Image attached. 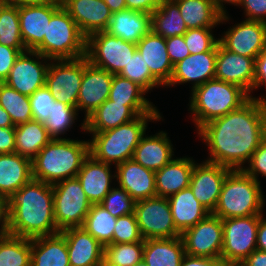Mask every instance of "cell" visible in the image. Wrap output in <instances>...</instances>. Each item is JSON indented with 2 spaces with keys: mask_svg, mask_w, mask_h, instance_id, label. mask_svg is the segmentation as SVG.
Returning a JSON list of instances; mask_svg holds the SVG:
<instances>
[{
  "mask_svg": "<svg viewBox=\"0 0 266 266\" xmlns=\"http://www.w3.org/2000/svg\"><path fill=\"white\" fill-rule=\"evenodd\" d=\"M160 113H147L104 132L92 133L90 154L98 161L115 166L133 158L135 148L145 135L147 122L160 120Z\"/></svg>",
  "mask_w": 266,
  "mask_h": 266,
  "instance_id": "277c9868",
  "label": "cell"
},
{
  "mask_svg": "<svg viewBox=\"0 0 266 266\" xmlns=\"http://www.w3.org/2000/svg\"><path fill=\"white\" fill-rule=\"evenodd\" d=\"M173 147L167 133L142 136L135 148L133 159L143 167L157 171L173 160Z\"/></svg>",
  "mask_w": 266,
  "mask_h": 266,
  "instance_id": "f1b7e54d",
  "label": "cell"
},
{
  "mask_svg": "<svg viewBox=\"0 0 266 266\" xmlns=\"http://www.w3.org/2000/svg\"><path fill=\"white\" fill-rule=\"evenodd\" d=\"M32 178L31 159L18 153L0 154V198L5 201Z\"/></svg>",
  "mask_w": 266,
  "mask_h": 266,
  "instance_id": "4316f807",
  "label": "cell"
},
{
  "mask_svg": "<svg viewBox=\"0 0 266 266\" xmlns=\"http://www.w3.org/2000/svg\"><path fill=\"white\" fill-rule=\"evenodd\" d=\"M133 266H148V265L142 260V261L136 263V264L133 265Z\"/></svg>",
  "mask_w": 266,
  "mask_h": 266,
  "instance_id": "a7ac6f4b",
  "label": "cell"
},
{
  "mask_svg": "<svg viewBox=\"0 0 266 266\" xmlns=\"http://www.w3.org/2000/svg\"><path fill=\"white\" fill-rule=\"evenodd\" d=\"M192 91L189 109L197 129L207 122L239 109L249 99L240 86L218 79L208 80Z\"/></svg>",
  "mask_w": 266,
  "mask_h": 266,
  "instance_id": "5b68a950",
  "label": "cell"
},
{
  "mask_svg": "<svg viewBox=\"0 0 266 266\" xmlns=\"http://www.w3.org/2000/svg\"><path fill=\"white\" fill-rule=\"evenodd\" d=\"M0 266H31V239L1 234Z\"/></svg>",
  "mask_w": 266,
  "mask_h": 266,
  "instance_id": "74e56055",
  "label": "cell"
},
{
  "mask_svg": "<svg viewBox=\"0 0 266 266\" xmlns=\"http://www.w3.org/2000/svg\"><path fill=\"white\" fill-rule=\"evenodd\" d=\"M66 240L70 266H98L104 258V247L82 227L60 232Z\"/></svg>",
  "mask_w": 266,
  "mask_h": 266,
  "instance_id": "603a6c76",
  "label": "cell"
},
{
  "mask_svg": "<svg viewBox=\"0 0 266 266\" xmlns=\"http://www.w3.org/2000/svg\"><path fill=\"white\" fill-rule=\"evenodd\" d=\"M52 138L43 123L31 120L15 126V153L33 159Z\"/></svg>",
  "mask_w": 266,
  "mask_h": 266,
  "instance_id": "e575fe53",
  "label": "cell"
},
{
  "mask_svg": "<svg viewBox=\"0 0 266 266\" xmlns=\"http://www.w3.org/2000/svg\"><path fill=\"white\" fill-rule=\"evenodd\" d=\"M180 266H226L221 259L198 257L185 254Z\"/></svg>",
  "mask_w": 266,
  "mask_h": 266,
  "instance_id": "6f0895ef",
  "label": "cell"
},
{
  "mask_svg": "<svg viewBox=\"0 0 266 266\" xmlns=\"http://www.w3.org/2000/svg\"><path fill=\"white\" fill-rule=\"evenodd\" d=\"M215 8L221 15H226V10L224 9L223 2L231 3L233 5H239L241 0H212Z\"/></svg>",
  "mask_w": 266,
  "mask_h": 266,
  "instance_id": "e7e4bbea",
  "label": "cell"
},
{
  "mask_svg": "<svg viewBox=\"0 0 266 266\" xmlns=\"http://www.w3.org/2000/svg\"><path fill=\"white\" fill-rule=\"evenodd\" d=\"M263 214L222 219L221 260L226 266L240 265L257 249V231Z\"/></svg>",
  "mask_w": 266,
  "mask_h": 266,
  "instance_id": "ba28073f",
  "label": "cell"
},
{
  "mask_svg": "<svg viewBox=\"0 0 266 266\" xmlns=\"http://www.w3.org/2000/svg\"><path fill=\"white\" fill-rule=\"evenodd\" d=\"M261 85L266 86V47L255 59L253 89L261 87Z\"/></svg>",
  "mask_w": 266,
  "mask_h": 266,
  "instance_id": "db71d44e",
  "label": "cell"
},
{
  "mask_svg": "<svg viewBox=\"0 0 266 266\" xmlns=\"http://www.w3.org/2000/svg\"><path fill=\"white\" fill-rule=\"evenodd\" d=\"M39 59L51 60L35 50L21 52L4 83L21 94L31 96L36 90L45 86L46 73L50 64L46 61L44 64Z\"/></svg>",
  "mask_w": 266,
  "mask_h": 266,
  "instance_id": "9a60e30c",
  "label": "cell"
},
{
  "mask_svg": "<svg viewBox=\"0 0 266 266\" xmlns=\"http://www.w3.org/2000/svg\"><path fill=\"white\" fill-rule=\"evenodd\" d=\"M230 171V168L217 163H194L189 188L210 213H213L217 206L224 179Z\"/></svg>",
  "mask_w": 266,
  "mask_h": 266,
  "instance_id": "2e32d148",
  "label": "cell"
},
{
  "mask_svg": "<svg viewBox=\"0 0 266 266\" xmlns=\"http://www.w3.org/2000/svg\"><path fill=\"white\" fill-rule=\"evenodd\" d=\"M147 113L159 111L152 104H119L107 99L84 119L81 127L90 134L104 132Z\"/></svg>",
  "mask_w": 266,
  "mask_h": 266,
  "instance_id": "5bb4252c",
  "label": "cell"
},
{
  "mask_svg": "<svg viewBox=\"0 0 266 266\" xmlns=\"http://www.w3.org/2000/svg\"><path fill=\"white\" fill-rule=\"evenodd\" d=\"M217 45L210 51L190 54L173 65L171 79L166 86L193 81L192 89L201 86L208 80L215 79Z\"/></svg>",
  "mask_w": 266,
  "mask_h": 266,
  "instance_id": "44dd1931",
  "label": "cell"
},
{
  "mask_svg": "<svg viewBox=\"0 0 266 266\" xmlns=\"http://www.w3.org/2000/svg\"><path fill=\"white\" fill-rule=\"evenodd\" d=\"M78 110L58 100L53 103V109L44 126L52 139H62L59 135L66 133L76 120Z\"/></svg>",
  "mask_w": 266,
  "mask_h": 266,
  "instance_id": "b9f144b4",
  "label": "cell"
},
{
  "mask_svg": "<svg viewBox=\"0 0 266 266\" xmlns=\"http://www.w3.org/2000/svg\"><path fill=\"white\" fill-rule=\"evenodd\" d=\"M239 266H266V251L254 250Z\"/></svg>",
  "mask_w": 266,
  "mask_h": 266,
  "instance_id": "680465c9",
  "label": "cell"
},
{
  "mask_svg": "<svg viewBox=\"0 0 266 266\" xmlns=\"http://www.w3.org/2000/svg\"><path fill=\"white\" fill-rule=\"evenodd\" d=\"M179 7L181 16L188 29L214 28L229 18L221 15L212 0H173Z\"/></svg>",
  "mask_w": 266,
  "mask_h": 266,
  "instance_id": "836d02e7",
  "label": "cell"
},
{
  "mask_svg": "<svg viewBox=\"0 0 266 266\" xmlns=\"http://www.w3.org/2000/svg\"><path fill=\"white\" fill-rule=\"evenodd\" d=\"M6 232L33 239L59 233L53 208V186L32 178L4 201Z\"/></svg>",
  "mask_w": 266,
  "mask_h": 266,
  "instance_id": "7a4b0ae2",
  "label": "cell"
},
{
  "mask_svg": "<svg viewBox=\"0 0 266 266\" xmlns=\"http://www.w3.org/2000/svg\"><path fill=\"white\" fill-rule=\"evenodd\" d=\"M88 62L86 56L50 62L45 85L55 100L76 108L84 67Z\"/></svg>",
  "mask_w": 266,
  "mask_h": 266,
  "instance_id": "7c38bea8",
  "label": "cell"
},
{
  "mask_svg": "<svg viewBox=\"0 0 266 266\" xmlns=\"http://www.w3.org/2000/svg\"><path fill=\"white\" fill-rule=\"evenodd\" d=\"M0 44L25 49L20 31L19 6L8 1L0 9Z\"/></svg>",
  "mask_w": 266,
  "mask_h": 266,
  "instance_id": "ab89813d",
  "label": "cell"
},
{
  "mask_svg": "<svg viewBox=\"0 0 266 266\" xmlns=\"http://www.w3.org/2000/svg\"><path fill=\"white\" fill-rule=\"evenodd\" d=\"M165 0H125L128 9L152 14Z\"/></svg>",
  "mask_w": 266,
  "mask_h": 266,
  "instance_id": "9f6ffc18",
  "label": "cell"
},
{
  "mask_svg": "<svg viewBox=\"0 0 266 266\" xmlns=\"http://www.w3.org/2000/svg\"><path fill=\"white\" fill-rule=\"evenodd\" d=\"M0 127H15L9 113L0 105Z\"/></svg>",
  "mask_w": 266,
  "mask_h": 266,
  "instance_id": "be15d7a7",
  "label": "cell"
},
{
  "mask_svg": "<svg viewBox=\"0 0 266 266\" xmlns=\"http://www.w3.org/2000/svg\"><path fill=\"white\" fill-rule=\"evenodd\" d=\"M246 20L266 23V0H241Z\"/></svg>",
  "mask_w": 266,
  "mask_h": 266,
  "instance_id": "f5cc1de1",
  "label": "cell"
},
{
  "mask_svg": "<svg viewBox=\"0 0 266 266\" xmlns=\"http://www.w3.org/2000/svg\"><path fill=\"white\" fill-rule=\"evenodd\" d=\"M113 217H121L134 213L136 201L121 188H112L100 203Z\"/></svg>",
  "mask_w": 266,
  "mask_h": 266,
  "instance_id": "f6af8a7d",
  "label": "cell"
},
{
  "mask_svg": "<svg viewBox=\"0 0 266 266\" xmlns=\"http://www.w3.org/2000/svg\"><path fill=\"white\" fill-rule=\"evenodd\" d=\"M115 225L113 244L145 242L134 213L118 217Z\"/></svg>",
  "mask_w": 266,
  "mask_h": 266,
  "instance_id": "7dc6e473",
  "label": "cell"
},
{
  "mask_svg": "<svg viewBox=\"0 0 266 266\" xmlns=\"http://www.w3.org/2000/svg\"><path fill=\"white\" fill-rule=\"evenodd\" d=\"M169 59L173 65L190 55L183 35L166 38Z\"/></svg>",
  "mask_w": 266,
  "mask_h": 266,
  "instance_id": "f907efd6",
  "label": "cell"
},
{
  "mask_svg": "<svg viewBox=\"0 0 266 266\" xmlns=\"http://www.w3.org/2000/svg\"><path fill=\"white\" fill-rule=\"evenodd\" d=\"M137 51L136 44L99 31L86 38L88 61L113 75H118Z\"/></svg>",
  "mask_w": 266,
  "mask_h": 266,
  "instance_id": "30bf717a",
  "label": "cell"
},
{
  "mask_svg": "<svg viewBox=\"0 0 266 266\" xmlns=\"http://www.w3.org/2000/svg\"><path fill=\"white\" fill-rule=\"evenodd\" d=\"M17 6H39L46 4H61L62 0H8Z\"/></svg>",
  "mask_w": 266,
  "mask_h": 266,
  "instance_id": "94428289",
  "label": "cell"
},
{
  "mask_svg": "<svg viewBox=\"0 0 266 266\" xmlns=\"http://www.w3.org/2000/svg\"><path fill=\"white\" fill-rule=\"evenodd\" d=\"M134 214L143 239L180 237L167 198L153 197L136 201Z\"/></svg>",
  "mask_w": 266,
  "mask_h": 266,
  "instance_id": "8fae6325",
  "label": "cell"
},
{
  "mask_svg": "<svg viewBox=\"0 0 266 266\" xmlns=\"http://www.w3.org/2000/svg\"><path fill=\"white\" fill-rule=\"evenodd\" d=\"M8 0H0V9L2 8V6L7 2Z\"/></svg>",
  "mask_w": 266,
  "mask_h": 266,
  "instance_id": "89a4df30",
  "label": "cell"
},
{
  "mask_svg": "<svg viewBox=\"0 0 266 266\" xmlns=\"http://www.w3.org/2000/svg\"><path fill=\"white\" fill-rule=\"evenodd\" d=\"M137 51L143 56L151 74L166 86L173 72L167 47L166 38L155 34L152 30L146 34L137 44Z\"/></svg>",
  "mask_w": 266,
  "mask_h": 266,
  "instance_id": "484cf974",
  "label": "cell"
},
{
  "mask_svg": "<svg viewBox=\"0 0 266 266\" xmlns=\"http://www.w3.org/2000/svg\"><path fill=\"white\" fill-rule=\"evenodd\" d=\"M185 255L182 237L145 239L143 261L148 266H180Z\"/></svg>",
  "mask_w": 266,
  "mask_h": 266,
  "instance_id": "d6a6232c",
  "label": "cell"
},
{
  "mask_svg": "<svg viewBox=\"0 0 266 266\" xmlns=\"http://www.w3.org/2000/svg\"><path fill=\"white\" fill-rule=\"evenodd\" d=\"M89 154V140L52 139L32 159V176L50 185L74 178Z\"/></svg>",
  "mask_w": 266,
  "mask_h": 266,
  "instance_id": "3957f363",
  "label": "cell"
},
{
  "mask_svg": "<svg viewBox=\"0 0 266 266\" xmlns=\"http://www.w3.org/2000/svg\"><path fill=\"white\" fill-rule=\"evenodd\" d=\"M31 266H70L65 237L59 232L31 239Z\"/></svg>",
  "mask_w": 266,
  "mask_h": 266,
  "instance_id": "1f68e13d",
  "label": "cell"
},
{
  "mask_svg": "<svg viewBox=\"0 0 266 266\" xmlns=\"http://www.w3.org/2000/svg\"><path fill=\"white\" fill-rule=\"evenodd\" d=\"M98 266H117V265H114V264L108 262L105 258H103Z\"/></svg>",
  "mask_w": 266,
  "mask_h": 266,
  "instance_id": "003e7915",
  "label": "cell"
},
{
  "mask_svg": "<svg viewBox=\"0 0 266 266\" xmlns=\"http://www.w3.org/2000/svg\"><path fill=\"white\" fill-rule=\"evenodd\" d=\"M195 161L190 158H176L160 170L155 171L157 197L168 198L189 187Z\"/></svg>",
  "mask_w": 266,
  "mask_h": 266,
  "instance_id": "f546056e",
  "label": "cell"
},
{
  "mask_svg": "<svg viewBox=\"0 0 266 266\" xmlns=\"http://www.w3.org/2000/svg\"><path fill=\"white\" fill-rule=\"evenodd\" d=\"M145 242L110 244L104 247V258L117 266H133L143 260Z\"/></svg>",
  "mask_w": 266,
  "mask_h": 266,
  "instance_id": "7bdbcfd3",
  "label": "cell"
},
{
  "mask_svg": "<svg viewBox=\"0 0 266 266\" xmlns=\"http://www.w3.org/2000/svg\"><path fill=\"white\" fill-rule=\"evenodd\" d=\"M0 235L6 232V216L4 200L0 198Z\"/></svg>",
  "mask_w": 266,
  "mask_h": 266,
  "instance_id": "03108f58",
  "label": "cell"
},
{
  "mask_svg": "<svg viewBox=\"0 0 266 266\" xmlns=\"http://www.w3.org/2000/svg\"><path fill=\"white\" fill-rule=\"evenodd\" d=\"M15 153V127H0V154Z\"/></svg>",
  "mask_w": 266,
  "mask_h": 266,
  "instance_id": "11a10c76",
  "label": "cell"
},
{
  "mask_svg": "<svg viewBox=\"0 0 266 266\" xmlns=\"http://www.w3.org/2000/svg\"><path fill=\"white\" fill-rule=\"evenodd\" d=\"M219 43L233 53L256 59L266 47V23L244 20L228 29Z\"/></svg>",
  "mask_w": 266,
  "mask_h": 266,
  "instance_id": "e0dca14e",
  "label": "cell"
},
{
  "mask_svg": "<svg viewBox=\"0 0 266 266\" xmlns=\"http://www.w3.org/2000/svg\"><path fill=\"white\" fill-rule=\"evenodd\" d=\"M0 105L9 113L15 126L33 120L29 96L4 82H0Z\"/></svg>",
  "mask_w": 266,
  "mask_h": 266,
  "instance_id": "f35d334b",
  "label": "cell"
},
{
  "mask_svg": "<svg viewBox=\"0 0 266 266\" xmlns=\"http://www.w3.org/2000/svg\"><path fill=\"white\" fill-rule=\"evenodd\" d=\"M53 186V208L59 232L82 227L92 204L77 177L64 179Z\"/></svg>",
  "mask_w": 266,
  "mask_h": 266,
  "instance_id": "9c48e42d",
  "label": "cell"
},
{
  "mask_svg": "<svg viewBox=\"0 0 266 266\" xmlns=\"http://www.w3.org/2000/svg\"><path fill=\"white\" fill-rule=\"evenodd\" d=\"M24 51L26 49H16L0 44V82L5 81L16 59Z\"/></svg>",
  "mask_w": 266,
  "mask_h": 266,
  "instance_id": "816d5d0a",
  "label": "cell"
},
{
  "mask_svg": "<svg viewBox=\"0 0 266 266\" xmlns=\"http://www.w3.org/2000/svg\"><path fill=\"white\" fill-rule=\"evenodd\" d=\"M257 249L266 251V219L260 218L257 231Z\"/></svg>",
  "mask_w": 266,
  "mask_h": 266,
  "instance_id": "91938a15",
  "label": "cell"
},
{
  "mask_svg": "<svg viewBox=\"0 0 266 266\" xmlns=\"http://www.w3.org/2000/svg\"><path fill=\"white\" fill-rule=\"evenodd\" d=\"M112 13L119 12L127 8L125 0H103Z\"/></svg>",
  "mask_w": 266,
  "mask_h": 266,
  "instance_id": "6125c7cd",
  "label": "cell"
},
{
  "mask_svg": "<svg viewBox=\"0 0 266 266\" xmlns=\"http://www.w3.org/2000/svg\"><path fill=\"white\" fill-rule=\"evenodd\" d=\"M145 93L138 84L120 75H113L109 100L119 104H152L144 98Z\"/></svg>",
  "mask_w": 266,
  "mask_h": 266,
  "instance_id": "60d3db41",
  "label": "cell"
},
{
  "mask_svg": "<svg viewBox=\"0 0 266 266\" xmlns=\"http://www.w3.org/2000/svg\"><path fill=\"white\" fill-rule=\"evenodd\" d=\"M115 177L121 188L135 200L156 197L155 171L138 164L133 158L116 165Z\"/></svg>",
  "mask_w": 266,
  "mask_h": 266,
  "instance_id": "7402d4cb",
  "label": "cell"
},
{
  "mask_svg": "<svg viewBox=\"0 0 266 266\" xmlns=\"http://www.w3.org/2000/svg\"><path fill=\"white\" fill-rule=\"evenodd\" d=\"M255 59L241 56L217 44L215 79L233 83L244 89L251 98L254 85Z\"/></svg>",
  "mask_w": 266,
  "mask_h": 266,
  "instance_id": "ac0fdd59",
  "label": "cell"
},
{
  "mask_svg": "<svg viewBox=\"0 0 266 266\" xmlns=\"http://www.w3.org/2000/svg\"><path fill=\"white\" fill-rule=\"evenodd\" d=\"M167 199L170 204L174 225L181 234L210 214L195 198L189 187Z\"/></svg>",
  "mask_w": 266,
  "mask_h": 266,
  "instance_id": "4dcf8cb0",
  "label": "cell"
},
{
  "mask_svg": "<svg viewBox=\"0 0 266 266\" xmlns=\"http://www.w3.org/2000/svg\"><path fill=\"white\" fill-rule=\"evenodd\" d=\"M61 4L39 6H19V22L22 41L26 50H34L47 35V25L51 16Z\"/></svg>",
  "mask_w": 266,
  "mask_h": 266,
  "instance_id": "cb8c5ba5",
  "label": "cell"
},
{
  "mask_svg": "<svg viewBox=\"0 0 266 266\" xmlns=\"http://www.w3.org/2000/svg\"><path fill=\"white\" fill-rule=\"evenodd\" d=\"M110 165L89 154L76 176L91 204H100L112 189L110 184L115 176L111 174Z\"/></svg>",
  "mask_w": 266,
  "mask_h": 266,
  "instance_id": "d4e9b609",
  "label": "cell"
},
{
  "mask_svg": "<svg viewBox=\"0 0 266 266\" xmlns=\"http://www.w3.org/2000/svg\"><path fill=\"white\" fill-rule=\"evenodd\" d=\"M151 31V14L124 9L112 13L111 20L105 32L109 35L137 44Z\"/></svg>",
  "mask_w": 266,
  "mask_h": 266,
  "instance_id": "83f0119b",
  "label": "cell"
},
{
  "mask_svg": "<svg viewBox=\"0 0 266 266\" xmlns=\"http://www.w3.org/2000/svg\"><path fill=\"white\" fill-rule=\"evenodd\" d=\"M123 78L141 86L146 92L154 87L162 85L150 72L144 62L143 56L136 51L128 61L127 65L118 74Z\"/></svg>",
  "mask_w": 266,
  "mask_h": 266,
  "instance_id": "ee69618b",
  "label": "cell"
},
{
  "mask_svg": "<svg viewBox=\"0 0 266 266\" xmlns=\"http://www.w3.org/2000/svg\"><path fill=\"white\" fill-rule=\"evenodd\" d=\"M151 30L164 38L184 35L188 30L179 7L173 0H165L151 14Z\"/></svg>",
  "mask_w": 266,
  "mask_h": 266,
  "instance_id": "d590c367",
  "label": "cell"
},
{
  "mask_svg": "<svg viewBox=\"0 0 266 266\" xmlns=\"http://www.w3.org/2000/svg\"><path fill=\"white\" fill-rule=\"evenodd\" d=\"M260 182L243 170H231L222 186L213 215L221 219L262 214L264 195Z\"/></svg>",
  "mask_w": 266,
  "mask_h": 266,
  "instance_id": "8992f818",
  "label": "cell"
},
{
  "mask_svg": "<svg viewBox=\"0 0 266 266\" xmlns=\"http://www.w3.org/2000/svg\"><path fill=\"white\" fill-rule=\"evenodd\" d=\"M185 254L221 259L223 247L222 219L210 213L195 226L181 234Z\"/></svg>",
  "mask_w": 266,
  "mask_h": 266,
  "instance_id": "4fadbf2b",
  "label": "cell"
},
{
  "mask_svg": "<svg viewBox=\"0 0 266 266\" xmlns=\"http://www.w3.org/2000/svg\"><path fill=\"white\" fill-rule=\"evenodd\" d=\"M113 74L88 62L78 94L76 108L85 110V119L105 100L109 99Z\"/></svg>",
  "mask_w": 266,
  "mask_h": 266,
  "instance_id": "ffe728a7",
  "label": "cell"
},
{
  "mask_svg": "<svg viewBox=\"0 0 266 266\" xmlns=\"http://www.w3.org/2000/svg\"><path fill=\"white\" fill-rule=\"evenodd\" d=\"M198 135L210 150L206 161L242 170L266 138V99L251 96L239 109L201 126Z\"/></svg>",
  "mask_w": 266,
  "mask_h": 266,
  "instance_id": "6da1fadb",
  "label": "cell"
},
{
  "mask_svg": "<svg viewBox=\"0 0 266 266\" xmlns=\"http://www.w3.org/2000/svg\"><path fill=\"white\" fill-rule=\"evenodd\" d=\"M116 221L117 218L113 217L101 204H92L82 228L105 247L113 244Z\"/></svg>",
  "mask_w": 266,
  "mask_h": 266,
  "instance_id": "8d00e7d4",
  "label": "cell"
},
{
  "mask_svg": "<svg viewBox=\"0 0 266 266\" xmlns=\"http://www.w3.org/2000/svg\"><path fill=\"white\" fill-rule=\"evenodd\" d=\"M52 60L77 59L86 55V37L61 6L50 18L47 35L34 49Z\"/></svg>",
  "mask_w": 266,
  "mask_h": 266,
  "instance_id": "52a82bcc",
  "label": "cell"
},
{
  "mask_svg": "<svg viewBox=\"0 0 266 266\" xmlns=\"http://www.w3.org/2000/svg\"><path fill=\"white\" fill-rule=\"evenodd\" d=\"M61 5L86 38L105 31L111 20L112 12L103 0H62Z\"/></svg>",
  "mask_w": 266,
  "mask_h": 266,
  "instance_id": "d6986e66",
  "label": "cell"
},
{
  "mask_svg": "<svg viewBox=\"0 0 266 266\" xmlns=\"http://www.w3.org/2000/svg\"><path fill=\"white\" fill-rule=\"evenodd\" d=\"M249 167H244L242 170L257 182L259 174L266 176V138L261 142L257 150L252 154L249 160Z\"/></svg>",
  "mask_w": 266,
  "mask_h": 266,
  "instance_id": "681fc988",
  "label": "cell"
},
{
  "mask_svg": "<svg viewBox=\"0 0 266 266\" xmlns=\"http://www.w3.org/2000/svg\"><path fill=\"white\" fill-rule=\"evenodd\" d=\"M212 28L188 29L183 35L190 54H198L212 50L218 43L212 34Z\"/></svg>",
  "mask_w": 266,
  "mask_h": 266,
  "instance_id": "bcb514c9",
  "label": "cell"
},
{
  "mask_svg": "<svg viewBox=\"0 0 266 266\" xmlns=\"http://www.w3.org/2000/svg\"><path fill=\"white\" fill-rule=\"evenodd\" d=\"M33 120L45 124L53 109L55 98L46 85L29 96Z\"/></svg>",
  "mask_w": 266,
  "mask_h": 266,
  "instance_id": "c3c4849f",
  "label": "cell"
}]
</instances>
